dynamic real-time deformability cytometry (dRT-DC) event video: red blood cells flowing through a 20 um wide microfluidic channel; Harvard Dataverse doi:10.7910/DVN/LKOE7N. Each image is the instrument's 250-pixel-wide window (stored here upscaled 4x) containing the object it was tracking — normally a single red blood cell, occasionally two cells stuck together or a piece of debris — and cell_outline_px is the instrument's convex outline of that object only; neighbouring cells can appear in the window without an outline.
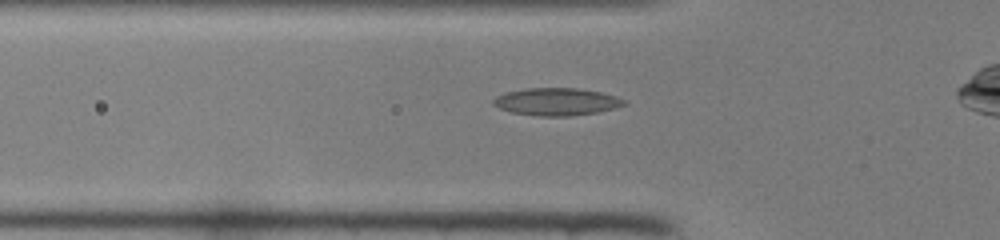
{"species": "common noctule bat (a hibernating species)", "species_latin": "Nyctalus noctula", "temperature_condition": "room temperature", "stored_images_in_passage": 35, "camera_frame_rate_fps": 3000, "um_per_image_px": 0.085, "animal": {"sex": "female", "body_mass_g": 22.0, "forearm_length_mm": 56.7}, "frame": {"image": 1, "passage_image": 9, "time_ms": 2.667, "image_size_px": [1000, 240], "cell_outline_px": [[628, 104], [596, 112], [568, 116], [540, 116], [512, 112], [500, 108], [492, 104], [492, 100], [496, 96], [504, 92], [524, 88], [576, 88], [600, 92], [616, 96], [624, 100]], "centroid_in_image_um": [47.26, 8.63], "position_along_channel_um": 78.5, "area_um2": 20.81}}
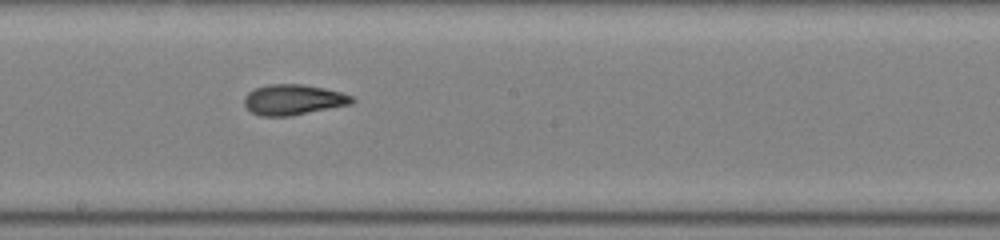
{"frame": {"image": 2, "passage_image": 19, "time_ms": 6.0, "image_size_px": [1000, 240], "cell_outline_px": [[356, 100], [352, 104], [288, 116], [260, 116], [252, 112], [244, 104], [244, 96], [248, 92], [256, 88], [268, 84], [300, 84], [324, 88], [340, 92], [352, 96]], "centroid_in_image_um": [24.93, 8.47], "position_along_channel_um": 223.3, "area_um2": 19.02}}
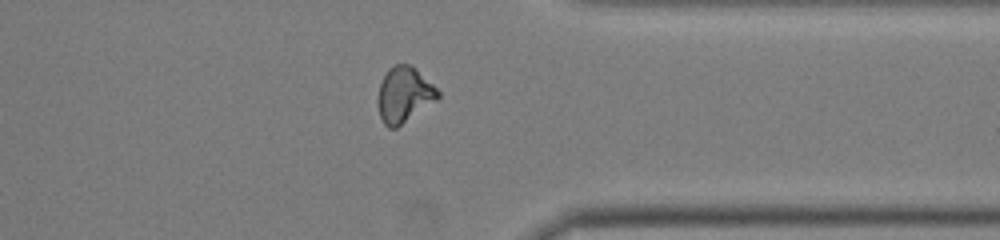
{"frame": {"image": 3, "passage_image": 30, "time_ms": 9.667, "image_size_px": [1000, 240], "cell_outline_px": [[440, 96], [436, 100], [396, 128], [388, 128], [384, 124], [380, 116], [376, 100], [380, 84], [388, 68], [392, 64], [408, 64], [416, 68], [440, 92]], "centroid_in_image_um": [34.32, 8.04], "position_along_channel_um": 377.1, "area_um2": 19.36}}